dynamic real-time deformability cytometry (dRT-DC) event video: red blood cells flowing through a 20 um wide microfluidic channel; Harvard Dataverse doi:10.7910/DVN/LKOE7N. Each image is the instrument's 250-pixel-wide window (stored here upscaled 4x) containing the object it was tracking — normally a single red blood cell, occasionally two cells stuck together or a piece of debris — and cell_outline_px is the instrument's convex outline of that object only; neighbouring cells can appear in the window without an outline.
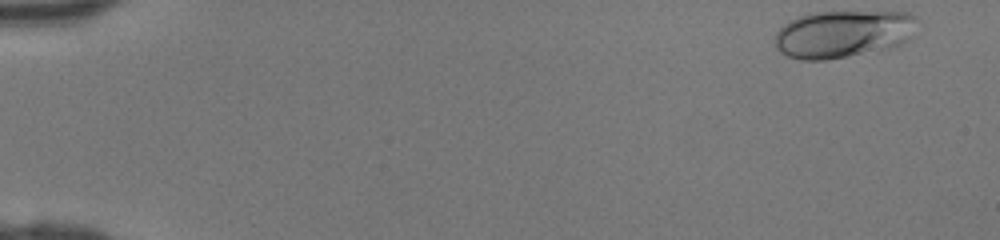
{"species": "human", "species_latin": "Homo sapiens", "temperature_condition": "room temperature", "stored_images_in_passage": 45, "camera_frame_rate_fps": 3000, "um_per_image_px": 0.085, "donor": {"sex": "female"}, "frame": {"image": 1, "passage_image": 1, "time_ms": 0.0, "image_size_px": [1000, 240], "cell_outline_px": [[916, 20], [912, 36], [908, 40], [892, 48], [876, 52], [824, 60], [800, 60], [788, 56], [780, 52], [776, 48], [772, 40], [776, 32], [788, 20], [796, 16], [808, 12], [908, 12], [916, 16]], "centroid_in_image_um": [71.62, 2.89], "position_along_channel_um": 13.4, "area_um2": 40.06}}
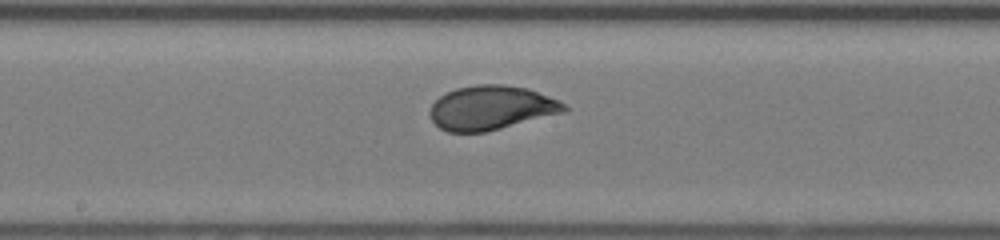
{"frame": {"image": 2, "passage_image": 24, "time_ms": 7.667, "image_size_px": [1000, 240], "cell_outline_px": [[568, 112], [484, 132], [448, 132], [440, 128], [432, 120], [428, 112], [432, 104], [440, 96], [456, 88], [476, 84], [504, 84], [528, 88], [560, 100], [568, 108]], "centroid_in_image_um": [41.78, 9.16], "position_along_channel_um": 206.4, "area_um2": 34.8}}
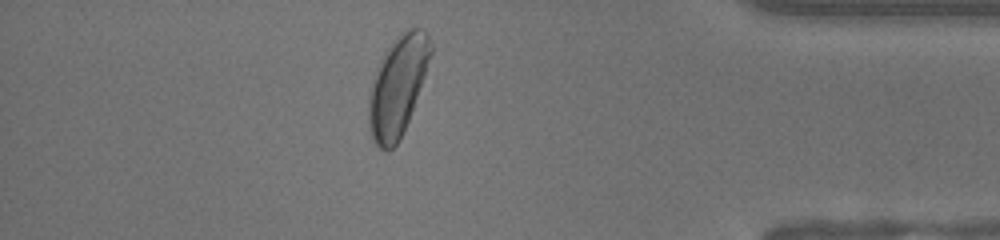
{"frame": {"image": 3, "passage_image": 39, "time_ms": 12.667, "image_size_px": [1000, 240], "cell_outline_px": [[432, 52], [408, 120], [400, 140], [388, 152], [384, 152], [372, 140], [368, 128], [368, 92], [380, 56], [392, 40], [400, 32], [408, 28], [420, 28], [428, 32], [432, 44]], "centroid_in_image_um": [33.75, 7.29], "position_along_channel_um": 401.4, "area_um2": 36.36}}